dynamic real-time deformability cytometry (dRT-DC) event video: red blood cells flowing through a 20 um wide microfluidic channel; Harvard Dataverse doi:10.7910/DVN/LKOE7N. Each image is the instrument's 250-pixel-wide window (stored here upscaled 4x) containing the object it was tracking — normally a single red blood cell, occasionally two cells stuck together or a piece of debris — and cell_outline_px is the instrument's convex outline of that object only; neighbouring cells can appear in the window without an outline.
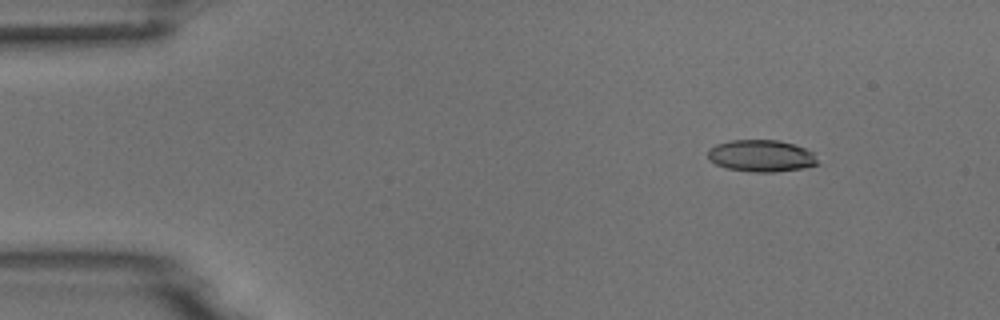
{"species": "common noctule bat (a hibernating species)", "species_latin": "Nyctalus noctula", "temperature_condition": "room temperature", "stored_images_in_passage": 5, "camera_frame_rate_fps": 3000, "um_per_image_px": 0.085, "animal": {"sex": "male", "body_mass_g": 18.8}, "frame": {"image": 1, "passage_image": 2, "time_ms": 0.333, "image_size_px": [1000, 320], "cell_outline_px": [[820, 164], [804, 168], [772, 172], [752, 172], [728, 168], [716, 164], [708, 160], [708, 148], [716, 144], [728, 140], [776, 140], [792, 144], [804, 148], [812, 152]], "centroid_in_image_um": [64.68, 13.25], "position_along_channel_um": 20.3, "area_um2": 20.4}}
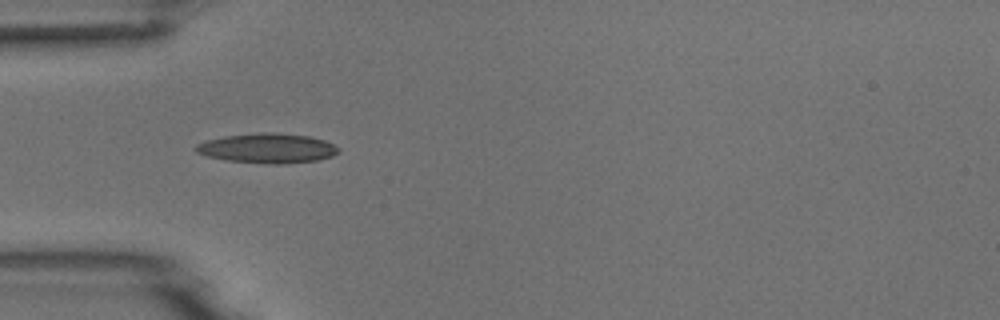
{"frame": {"image": 2, "passage_image": 5, "time_ms": 1.333, "image_size_px": [1000, 320], "cell_outline_px": [[340, 152], [332, 156], [316, 160], [284, 164], [264, 164], [224, 160], [208, 156], [196, 152], [192, 148], [196, 144], [204, 140], [224, 136], [260, 132], [276, 132], [308, 136], [324, 140], [340, 148]], "centroid_in_image_um": [22.69, 12.6], "position_along_channel_um": 62.3, "area_um2": 25.03}}